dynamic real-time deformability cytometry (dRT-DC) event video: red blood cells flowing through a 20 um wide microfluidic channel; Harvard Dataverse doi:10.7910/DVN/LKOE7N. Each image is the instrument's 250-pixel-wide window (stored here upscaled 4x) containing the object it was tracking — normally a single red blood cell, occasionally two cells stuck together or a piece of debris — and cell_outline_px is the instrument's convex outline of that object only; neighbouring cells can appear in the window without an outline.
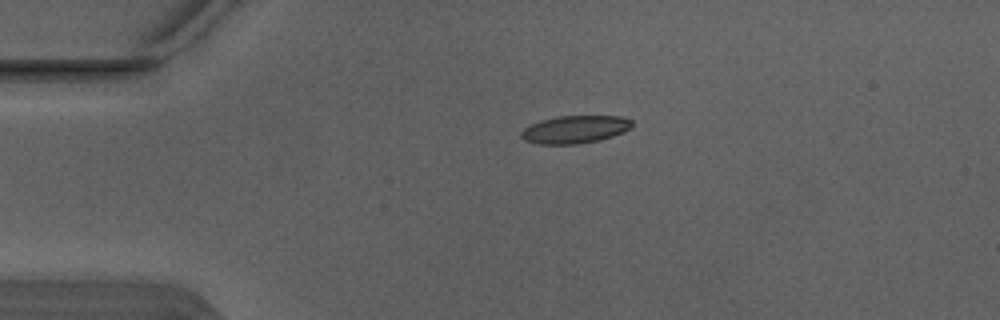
{"species": "Egyptian fruit bat (a non-hibernating species)", "species_latin": "Rousettus aegyptiacus", "temperature_condition": "warm", "stored_images_in_passage": 4, "camera_frame_rate_fps": 3000, "um_per_image_px": 0.085, "animal": {"sex": "male"}, "frame": {"image": 1, "passage_image": 4, "time_ms": 1.0, "image_size_px": [1000, 320], "cell_outline_px": [[632, 128], [624, 132], [600, 140], [576, 144], [536, 144], [524, 140], [520, 136], [520, 132], [528, 124], [540, 120], [560, 116], [620, 116], [632, 120]], "centroid_in_image_um": [48.84, 11.0], "position_along_channel_um": 36.2, "area_um2": 18.09}}